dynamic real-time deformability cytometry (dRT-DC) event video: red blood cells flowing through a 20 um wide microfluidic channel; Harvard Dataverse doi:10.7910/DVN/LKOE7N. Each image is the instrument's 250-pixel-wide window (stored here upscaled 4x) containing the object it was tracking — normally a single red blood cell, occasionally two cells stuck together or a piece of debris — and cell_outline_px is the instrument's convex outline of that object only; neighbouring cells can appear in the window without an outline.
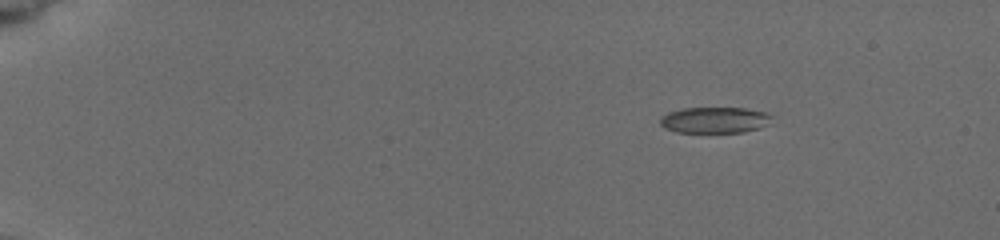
{"species": "common noctule bat (a hibernating species)", "species_latin": "Nyctalus noctula", "temperature_condition": "cold", "stored_images_in_passage": 6, "camera_frame_rate_fps": 3000, "um_per_image_px": 0.085, "animal": {"sex": "female", "body_mass_g": 19.5, "forearm_length_mm": 54.1}, "frame": {"image": 1, "passage_image": 1, "time_ms": 0.0, "image_size_px": [1000, 240], "cell_outline_px": [[772, 116], [768, 124], [760, 128], [744, 132], [676, 132], [664, 128], [660, 124], [660, 116], [668, 112], [684, 108], [744, 108], [768, 112]], "centroid_in_image_um": [60.74, 10.2], "position_along_channel_um": 24.3, "area_um2": 17.05}}
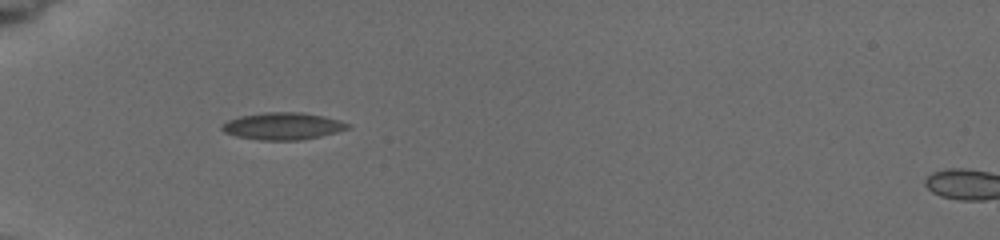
{"frame": {"image": 2, "passage_image": 5, "time_ms": 3.667, "image_size_px": [1000, 240], "cell_outline_px": [[352, 124], [348, 128], [336, 132], [320, 136], [300, 140], [260, 140], [236, 136], [224, 132], [220, 128], [220, 124], [228, 120], [240, 116], [264, 112], [300, 112], [324, 116], [340, 120]], "centroid_in_image_um": [24.02, 10.71], "position_along_channel_um": 61.0, "area_um2": 19.94}}